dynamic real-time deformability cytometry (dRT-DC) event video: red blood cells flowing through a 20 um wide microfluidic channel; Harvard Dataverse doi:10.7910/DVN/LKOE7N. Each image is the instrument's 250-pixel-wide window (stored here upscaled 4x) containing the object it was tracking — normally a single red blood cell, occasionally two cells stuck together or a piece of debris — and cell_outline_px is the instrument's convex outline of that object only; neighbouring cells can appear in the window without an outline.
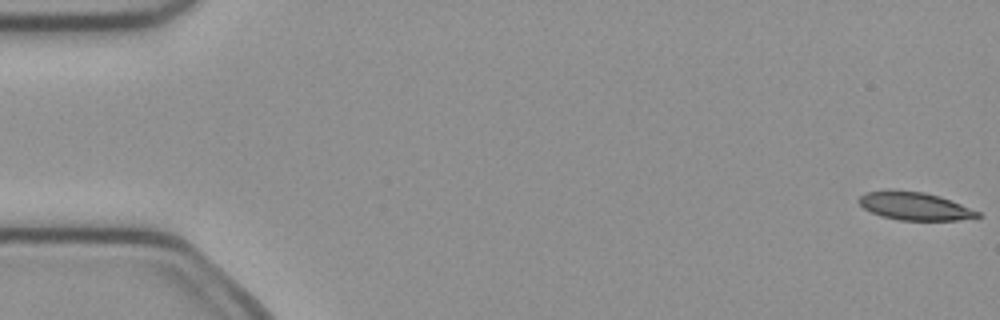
{"species": "common noctule bat (a hibernating species)", "species_latin": "Nyctalus noctula", "temperature_condition": "cold", "stored_images_in_passage": 6, "camera_frame_rate_fps": 3000, "um_per_image_px": 0.085, "animal": {"sex": "female", "body_mass_g": 21.9}, "frame": {"image": 1, "passage_image": 1, "time_ms": 0.0, "image_size_px": [1000, 320], "cell_outline_px": [[980, 216], [960, 220], [900, 220], [880, 216], [864, 208], [856, 200], [864, 192], [892, 188], [924, 192], [940, 196], [980, 212]], "centroid_in_image_um": [77.68, 17.49], "position_along_channel_um": 7.3, "area_um2": 19.59}}